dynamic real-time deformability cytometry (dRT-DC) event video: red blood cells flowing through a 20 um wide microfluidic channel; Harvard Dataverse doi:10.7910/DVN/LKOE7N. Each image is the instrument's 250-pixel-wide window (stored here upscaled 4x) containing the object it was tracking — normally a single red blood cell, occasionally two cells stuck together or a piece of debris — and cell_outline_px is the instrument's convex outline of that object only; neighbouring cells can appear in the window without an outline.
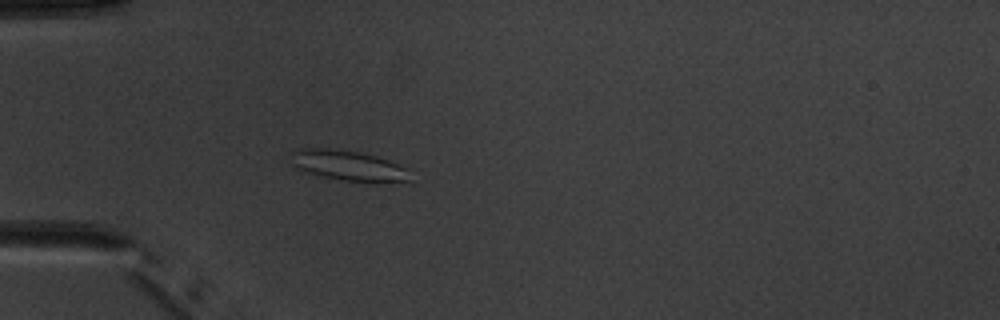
{"species": "common noctule bat (a hibernating species)", "species_latin": "Nyctalus noctula", "temperature_condition": "warm", "stored_images_in_passage": 4, "camera_frame_rate_fps": 3000, "um_per_image_px": 0.085, "animal": {"sex": "male", "body_mass_g": 20.1, "forearm_length_mm": 53.5}, "frame": {"image": 1, "passage_image": 4, "time_ms": 3.333, "image_size_px": [1000, 320], "cell_outline_px": [[412, 184], [380, 184], [344, 180], [304, 172], [296, 168], [292, 164], [288, 152], [300, 148], [340, 148], [376, 156], [388, 160], [404, 168], [412, 180]], "centroid_in_image_um": [29.65, 14.1], "position_along_channel_um": 55.4, "area_um2": 21.91}}